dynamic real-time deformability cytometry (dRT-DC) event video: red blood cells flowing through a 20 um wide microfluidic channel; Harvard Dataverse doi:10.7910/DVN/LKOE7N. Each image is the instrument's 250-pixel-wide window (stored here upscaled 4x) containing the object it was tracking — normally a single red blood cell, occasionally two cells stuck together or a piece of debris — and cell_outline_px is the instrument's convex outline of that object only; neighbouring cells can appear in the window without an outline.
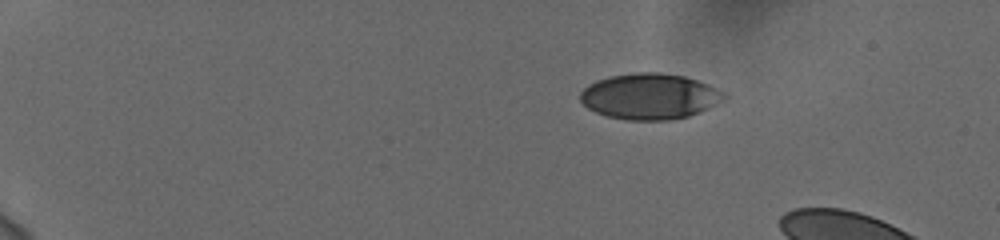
{"species": "human", "species_latin": "Homo sapiens", "temperature_condition": "cold", "stored_images_in_passage": 10, "camera_frame_rate_fps": 3000, "um_per_image_px": 0.085, "donor": {"sex": "female"}, "frame": {"image": 1, "passage_image": 1, "time_ms": 0.0, "image_size_px": [1000, 240], "cell_outline_px": [[728, 96], [724, 100], [716, 104], [688, 116], [672, 120], [628, 120], [608, 116], [596, 112], [588, 108], [580, 100], [580, 92], [588, 84], [596, 80], [612, 76], [636, 72], [656, 72], [684, 76], [708, 84], [724, 92]], "centroid_in_image_um": [55.22, 8.19], "position_along_channel_um": 29.8, "area_um2": 38.26}}